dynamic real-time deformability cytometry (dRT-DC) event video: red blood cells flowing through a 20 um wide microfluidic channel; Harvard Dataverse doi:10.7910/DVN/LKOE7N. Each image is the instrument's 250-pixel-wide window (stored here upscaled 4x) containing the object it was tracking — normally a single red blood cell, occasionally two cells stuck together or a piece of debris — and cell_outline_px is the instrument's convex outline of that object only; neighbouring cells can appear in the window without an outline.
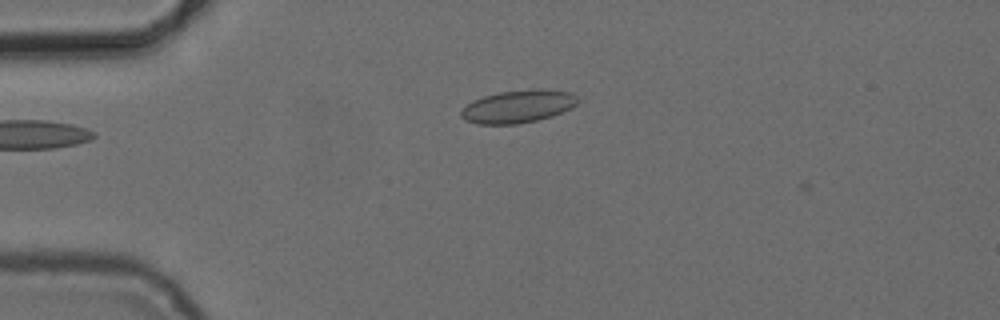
{"species": "common noctule bat (a hibernating species)", "species_latin": "Nyctalus noctula", "temperature_condition": "cold", "stored_images_in_passage": 2, "camera_frame_rate_fps": 3000, "um_per_image_px": 0.085, "animal": {"sex": "female", "body_mass_g": 24.6, "forearm_length_mm": 56.2}, "frame": {"image": 1, "passage_image": 1, "time_ms": 0.0, "image_size_px": [1000, 320], "cell_outline_px": [[576, 104], [572, 108], [552, 116], [536, 120], [516, 124], [476, 124], [464, 120], [460, 116], [460, 112], [472, 100], [484, 96], [500, 92], [532, 88], [540, 88], [572, 92], [576, 96]], "centroid_in_image_um": [44.02, 9.04], "position_along_channel_um": 41.0, "area_um2": 22.37}}